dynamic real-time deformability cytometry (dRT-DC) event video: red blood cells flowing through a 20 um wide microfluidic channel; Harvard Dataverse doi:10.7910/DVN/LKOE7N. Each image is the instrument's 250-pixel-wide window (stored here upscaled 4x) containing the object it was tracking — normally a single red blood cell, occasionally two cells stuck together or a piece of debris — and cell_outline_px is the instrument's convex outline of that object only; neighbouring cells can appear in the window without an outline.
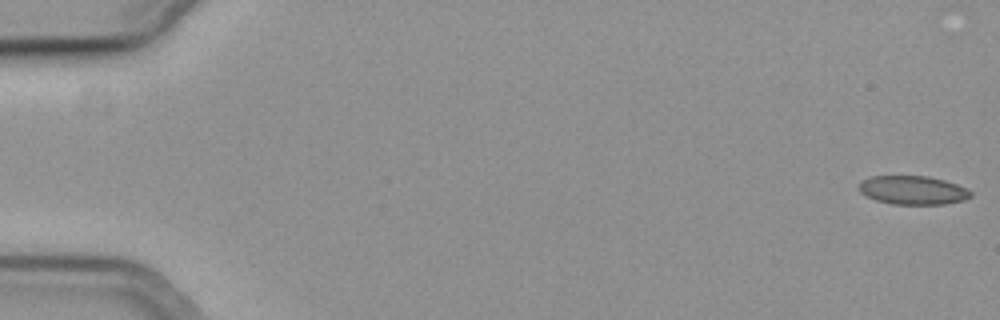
{"species": "common noctule bat (a hibernating species)", "species_latin": "Nyctalus noctula", "temperature_condition": "cold", "stored_images_in_passage": 25, "camera_frame_rate_fps": 3000, "um_per_image_px": 0.085, "animal": {"sex": "female", "body_mass_g": 19.3, "forearm_length_mm": 54.1}, "frame": {"image": 1, "passage_image": 1, "time_ms": 0.0, "image_size_px": [1000, 320], "cell_outline_px": [[972, 196], [964, 200], [944, 204], [892, 204], [876, 200], [860, 192], [860, 184], [864, 180], [872, 176], [928, 176], [944, 180], [956, 184], [972, 192]], "centroid_in_image_um": [77.62, 16.17], "position_along_channel_um": 7.4, "area_um2": 18.44}}
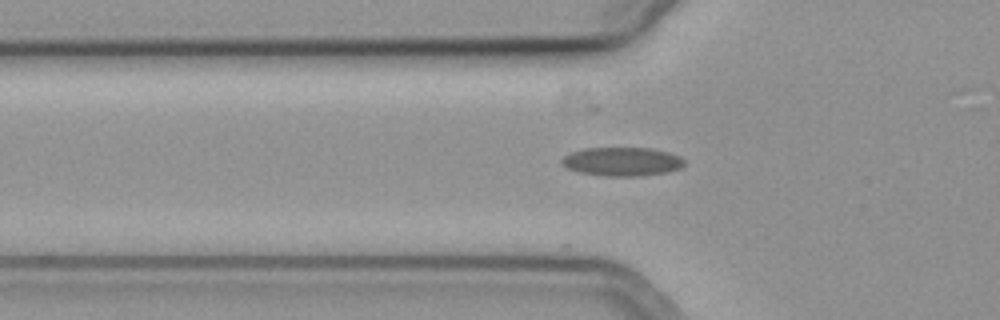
{"frame": {"image": 2, "passage_image": 20, "time_ms": 6.333, "image_size_px": [1000, 320], "cell_outline_px": [[684, 164], [680, 168], [668, 172], [640, 176], [604, 176], [580, 172], [568, 168], [560, 160], [564, 156], [572, 152], [584, 148], [652, 148], [668, 152], [680, 156], [684, 160]], "centroid_in_image_um": [52.9, 13.73], "position_along_channel_um": 72.9, "area_um2": 20.46}}
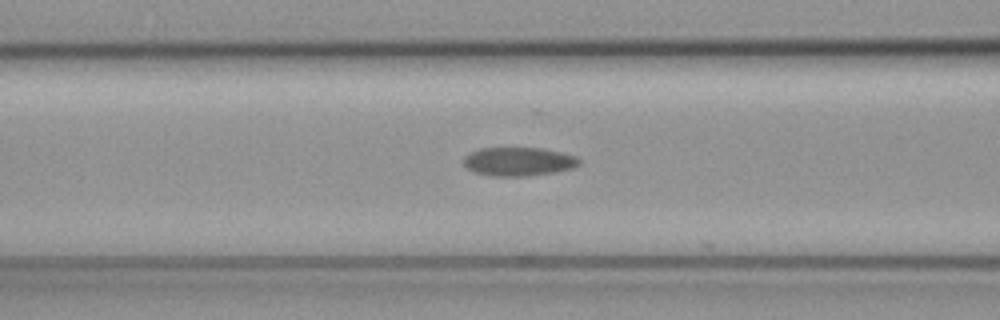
{"frame": {"image": 3, "passage_image": 24, "time_ms": 7.667, "image_size_px": [1000, 320], "cell_outline_px": [[580, 164], [572, 168], [556, 172], [524, 176], [492, 176], [476, 172], [468, 168], [464, 164], [464, 156], [480, 148], [544, 148], [576, 156], [580, 160]], "centroid_in_image_um": [44.1, 13.73], "position_along_channel_um": 122.5, "area_um2": 19.19}}